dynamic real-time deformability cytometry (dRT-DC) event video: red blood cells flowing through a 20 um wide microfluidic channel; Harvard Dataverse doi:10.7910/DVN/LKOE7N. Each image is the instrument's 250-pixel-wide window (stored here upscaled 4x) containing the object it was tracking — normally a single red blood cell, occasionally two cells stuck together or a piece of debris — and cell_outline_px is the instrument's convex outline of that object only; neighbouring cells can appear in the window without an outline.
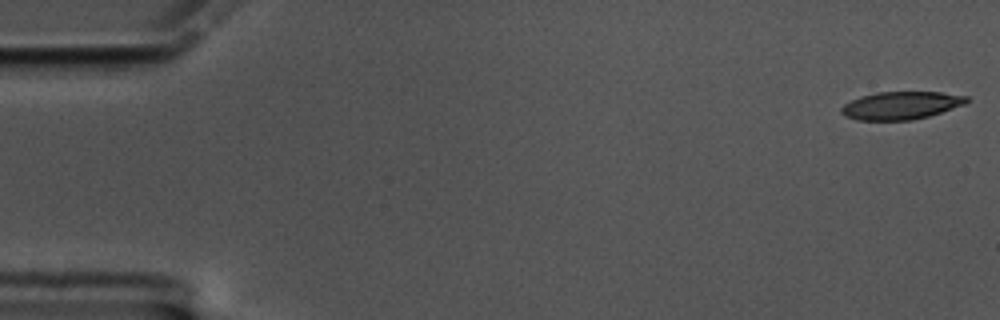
{"species": "common noctule bat (a hibernating species)", "species_latin": "Nyctalus noctula", "temperature_condition": "cold", "stored_images_in_passage": 59, "camera_frame_rate_fps": 3000, "um_per_image_px": 0.085, "animal": {"sex": "male", "body_mass_g": 17.5, "forearm_length_mm": 52.3}, "frame": {"image": 1, "passage_image": 1, "time_ms": 0.0, "image_size_px": [1000, 320], "cell_outline_px": [[968, 100], [964, 104], [928, 116], [912, 120], [856, 120], [844, 116], [840, 112], [840, 108], [844, 104], [860, 96], [876, 92], [940, 92], [968, 96]], "centroid_in_image_um": [76.53, 8.96], "position_along_channel_um": 8.5, "area_um2": 20.23}}
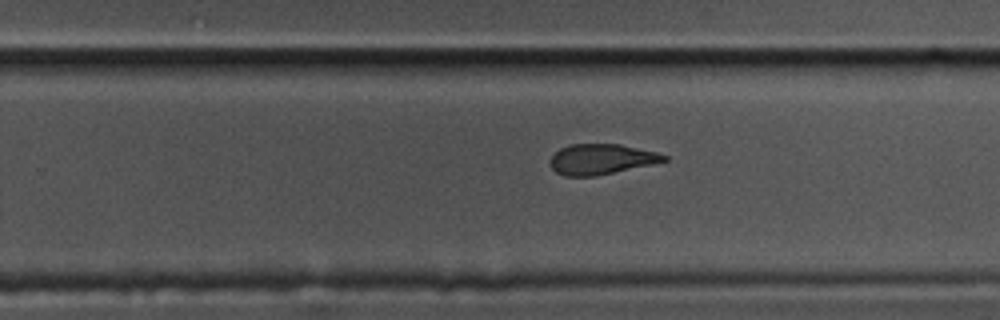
{"frame": {"image": 2, "passage_image": 37, "time_ms": 12.0, "image_size_px": [1000, 320], "cell_outline_px": [[668, 160], [652, 164], [596, 176], [564, 176], [556, 172], [548, 164], [548, 160], [560, 148], [568, 144], [620, 144], [656, 152], [668, 156]], "centroid_in_image_um": [51.07, 13.53], "position_along_channel_um": 278.7, "area_um2": 20.23}}
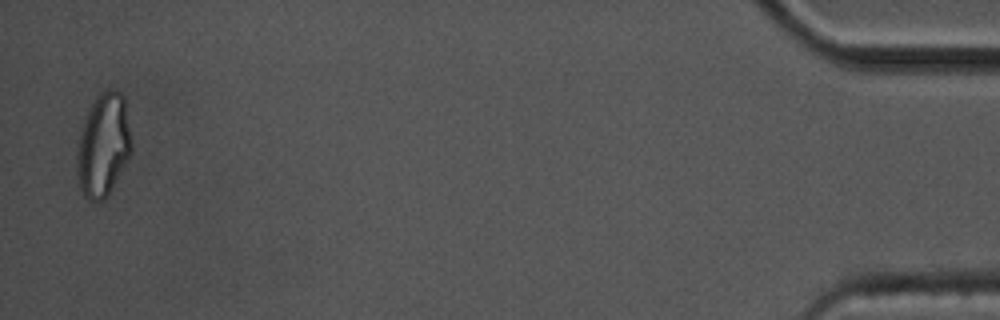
{"frame": {"image": 3, "passage_image": 58, "time_ms": 19.0, "image_size_px": [1000, 320], "cell_outline_px": [[132, 152], [108, 196], [104, 200], [88, 200], [80, 188], [76, 172], [76, 152], [80, 136], [88, 112], [92, 104], [100, 92], [108, 88], [112, 88], [120, 92], [124, 96], [132, 144]], "centroid_in_image_um": [8.79, 12.35], "position_along_channel_um": 426.4, "area_um2": 32.71}, "authors_computed_cell_mechanics": {"area_um2": 22.0796, "velocity_mm_per_s": 3.3846, "shape_relaxation_time_tau1_ms": 8.9149, "shape_relaxation_time_tau2_ms": 3.7183, "deformation_change_tau1": 0.2322, "deformation_change_tau2": 0.1246}}